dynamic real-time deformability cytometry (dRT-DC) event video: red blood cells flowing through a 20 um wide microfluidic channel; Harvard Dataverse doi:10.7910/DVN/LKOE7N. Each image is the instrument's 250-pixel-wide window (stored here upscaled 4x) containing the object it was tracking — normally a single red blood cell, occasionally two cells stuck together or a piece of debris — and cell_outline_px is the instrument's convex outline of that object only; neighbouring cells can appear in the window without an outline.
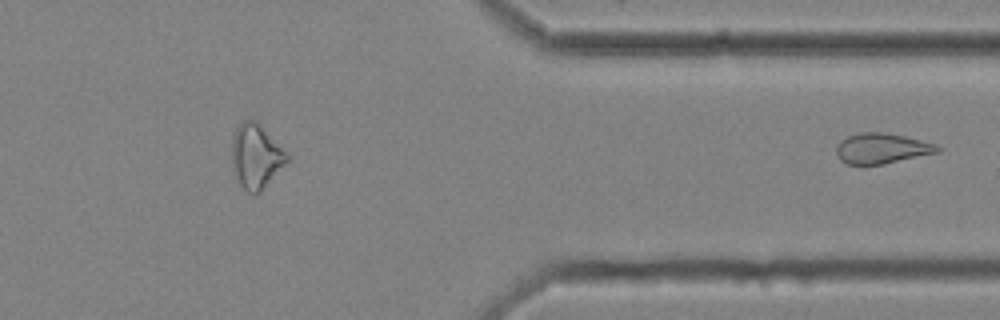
{"species": "common noctule bat (a hibernating species)", "species_latin": "Nyctalus noctula", "temperature_condition": "cold", "stored_images_in_passage": 48, "segment_of_instrument_passage": [2, 2], "camera_frame_rate_fps": 3000, "um_per_image_px": 0.085, "animal": {"sex": "female", "body_mass_g": 25.1}, "frame": {"image": 1, "passage_image": 48, "time_ms": 15.667, "image_size_px": [1000, 320], "cell_outline_px": [[940, 152], [880, 164], [848, 164], [840, 160], [836, 152], [836, 144], [840, 140], [848, 136], [860, 132], [880, 132], [904, 136], [936, 144], [940, 148]], "centroid_in_image_um": [74.92, 12.6], "position_along_channel_um": 336.5, "area_um2": 17.69}}